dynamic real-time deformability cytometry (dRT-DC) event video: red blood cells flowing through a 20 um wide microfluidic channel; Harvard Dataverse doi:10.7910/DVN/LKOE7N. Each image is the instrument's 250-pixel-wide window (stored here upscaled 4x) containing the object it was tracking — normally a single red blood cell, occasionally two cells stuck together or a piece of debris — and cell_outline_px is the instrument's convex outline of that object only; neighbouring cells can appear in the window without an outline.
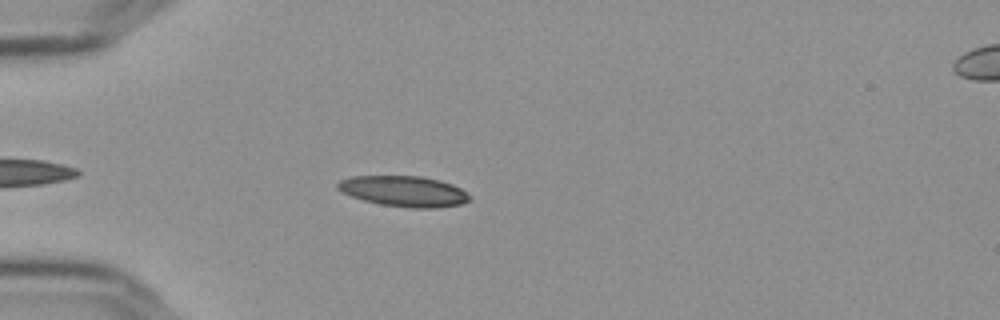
{"species": "Egyptian fruit bat (a non-hibernating species)", "species_latin": "Rousettus aegyptiacus", "temperature_condition": "cold", "stored_images_in_passage": 35, "camera_frame_rate_fps": 3000, "um_per_image_px": 0.085, "frame": {"image": 1, "passage_image": 7, "time_ms": 2.0, "image_size_px": [1000, 320], "cell_outline_px": [[472, 200], [460, 204], [436, 208], [412, 208], [380, 204], [364, 200], [352, 196], [336, 188], [336, 184], [340, 180], [352, 176], [420, 176], [440, 180], [452, 184], [460, 188], [472, 196]], "centroid_in_image_um": [34.36, 16.25], "position_along_channel_um": 50.6, "area_um2": 23.58}}
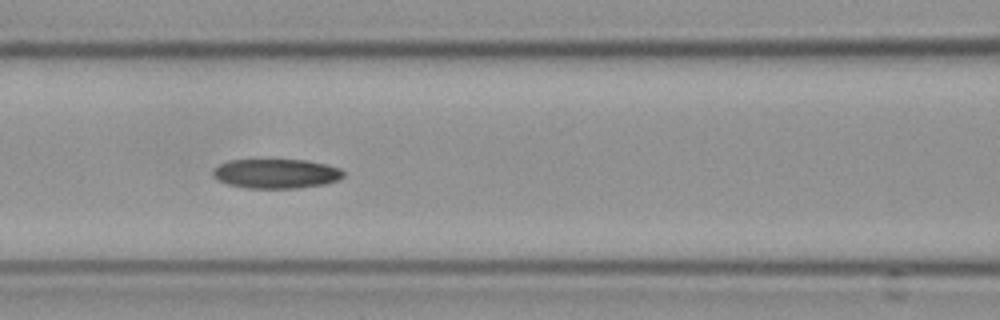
{"frame": {"image": 2, "passage_image": 16, "time_ms": 5.0, "image_size_px": [1000, 320], "cell_outline_px": [[344, 176], [336, 180], [324, 184], [296, 188], [244, 188], [228, 184], [216, 180], [212, 176], [212, 168], [228, 160], [308, 160], [340, 168], [344, 172]], "centroid_in_image_um": [23.41, 14.76], "position_along_channel_um": 143.2, "area_um2": 22.48}}
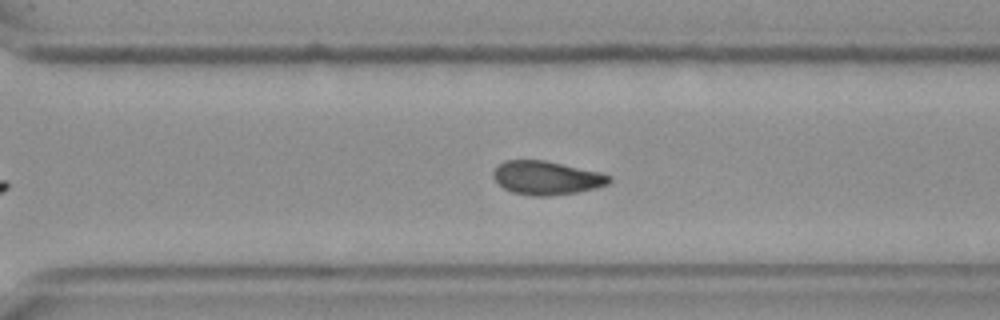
{"frame": {"image": 3, "passage_image": 31, "time_ms": 10.0, "image_size_px": [1000, 320], "cell_outline_px": [[612, 180], [608, 184], [596, 188], [580, 192], [548, 196], [532, 196], [512, 192], [504, 188], [492, 176], [492, 172], [504, 160], [544, 160], [600, 172], [612, 176]], "centroid_in_image_um": [46.48, 15.12], "position_along_channel_um": 324.1, "area_um2": 22.77}}